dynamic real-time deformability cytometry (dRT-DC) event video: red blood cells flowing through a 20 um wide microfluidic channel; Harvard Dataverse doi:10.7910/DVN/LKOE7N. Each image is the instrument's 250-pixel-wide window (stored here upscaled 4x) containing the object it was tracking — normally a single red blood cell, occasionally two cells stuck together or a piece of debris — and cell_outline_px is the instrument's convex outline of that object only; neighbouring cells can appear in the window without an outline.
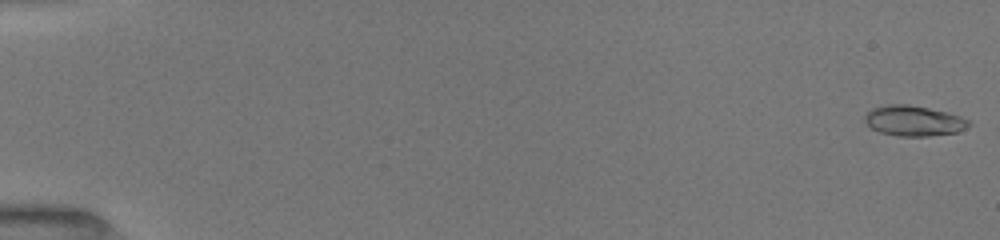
{"species": "common noctule bat (a hibernating species)", "species_latin": "Nyctalus noctula", "temperature_condition": "room temperature", "stored_images_in_passage": 61, "camera_frame_rate_fps": 3000, "um_per_image_px": 0.085, "animal": {"sex": "female", "body_mass_g": 19.5, "forearm_length_mm": 54.1}, "frame": {"image": 1, "passage_image": 1, "time_ms": 0.0, "image_size_px": [1000, 240], "cell_outline_px": [[972, 124], [956, 132], [928, 136], [900, 136], [880, 132], [872, 128], [864, 120], [864, 112], [872, 108], [888, 104], [908, 104], [948, 112], [960, 116], [968, 120]], "centroid_in_image_um": [77.64, 10.25], "position_along_channel_um": 7.4, "area_um2": 18.38}}
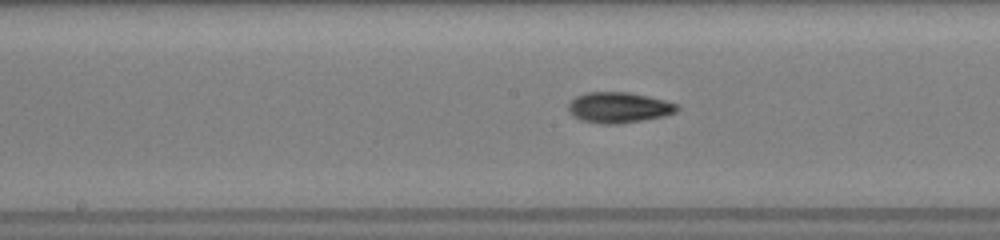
{"frame": {"image": 2, "passage_image": 37, "time_ms": 9.0, "image_size_px": [1000, 240], "cell_outline_px": [[680, 108], [676, 112], [664, 116], [616, 124], [600, 124], [580, 120], [572, 116], [568, 112], [568, 104], [576, 96], [584, 92], [628, 92], [648, 96], [680, 104]], "centroid_in_image_um": [52.58, 9.13], "position_along_channel_um": 195.6, "area_um2": 19.59}}
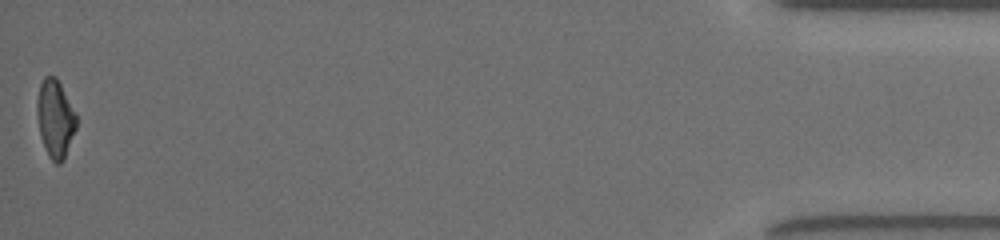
{"frame": {"image": 3, "passage_image": 61, "time_ms": 17.0, "image_size_px": [1000, 240], "cell_outline_px": [[76, 128], [64, 156], [60, 164], [56, 164], [48, 156], [40, 136], [36, 116], [36, 100], [40, 84], [44, 76], [56, 76], [76, 112]], "centroid_in_image_um": [4.67, 10.05], "position_along_channel_um": 430.5, "area_um2": 17.86}, "authors_computed_cell_mechanics": {"area_um2": 17.8602, "velocity_mm_per_s": 4.014, "shape_relaxation_time_tau1_ms": 3.3375, "shape_relaxation_time_tau2_ms": 3.1771, "deformation_change_tau1": 0.1619, "deformation_change_tau2": 0.0967}}